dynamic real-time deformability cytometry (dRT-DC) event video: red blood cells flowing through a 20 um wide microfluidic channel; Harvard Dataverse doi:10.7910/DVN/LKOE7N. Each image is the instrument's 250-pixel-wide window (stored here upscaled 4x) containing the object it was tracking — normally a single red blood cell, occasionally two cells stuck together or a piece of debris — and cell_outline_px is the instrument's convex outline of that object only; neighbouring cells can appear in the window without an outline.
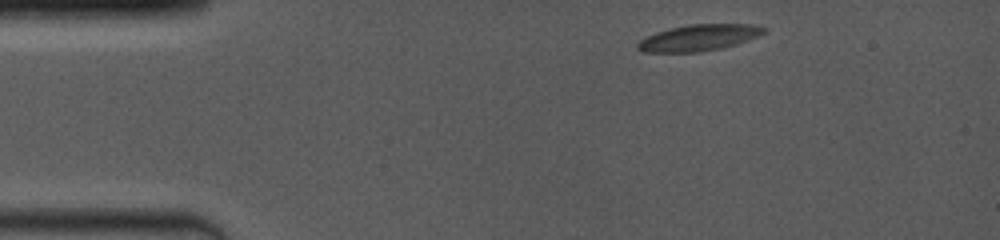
{"species": "common noctule bat (a hibernating species)", "species_latin": "Nyctalus noctula", "temperature_condition": "room temperature", "stored_images_in_passage": 5, "camera_frame_rate_fps": 4000, "um_per_image_px": 0.085, "animal": {"sex": "female", "body_mass_g": 19.0, "forearm_length_mm": 53.3}, "frame": {"image": 1, "passage_image": 1, "time_ms": 0.0, "image_size_px": [1000, 240], "cell_outline_px": [[768, 32], [736, 44], [724, 48], [700, 52], [644, 52], [636, 48], [636, 44], [640, 40], [656, 32], [668, 28], [688, 24], [752, 24], [768, 28]], "centroid_in_image_um": [59.42, 3.2], "position_along_channel_um": 25.6, "area_um2": 19.54}}
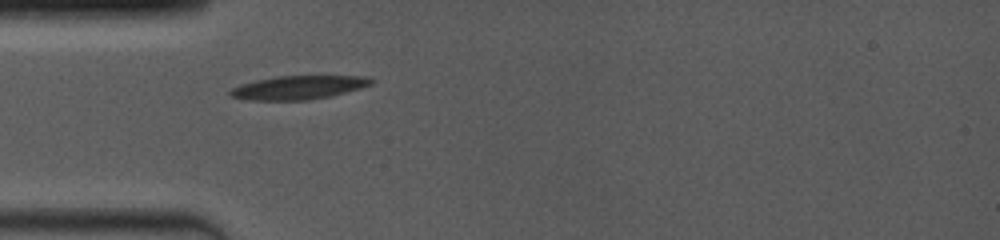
{"frame": {"image": 2, "passage_image": 4, "time_ms": 2.5, "image_size_px": [1000, 240], "cell_outline_px": [[376, 80], [372, 84], [360, 88], [332, 96], [308, 100], [244, 100], [228, 96], [228, 92], [232, 88], [240, 84], [256, 80], [276, 76], [372, 76]], "centroid_in_image_um": [25.37, 7.44], "position_along_channel_um": 59.6, "area_um2": 19.71}}
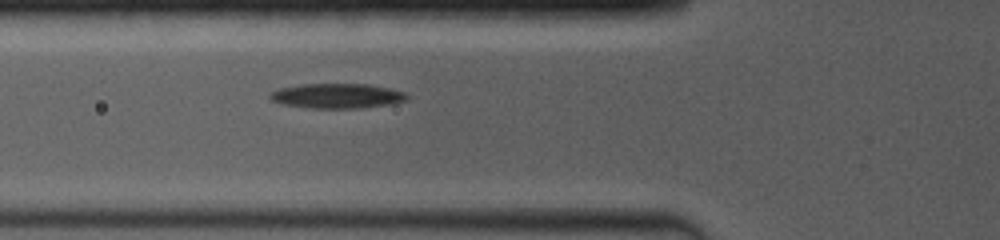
{"frame": {"image": 3, "passage_image": 5, "time_ms": 3.5, "image_size_px": [1000, 240], "cell_outline_px": [[408, 100], [388, 104], [364, 108], [308, 108], [284, 104], [272, 100], [268, 96], [272, 92], [280, 88], [304, 84], [368, 84], [388, 88], [404, 92], [408, 96]], "centroid_in_image_um": [28.67, 8.15], "position_along_channel_um": 97.1, "area_um2": 19.65}}